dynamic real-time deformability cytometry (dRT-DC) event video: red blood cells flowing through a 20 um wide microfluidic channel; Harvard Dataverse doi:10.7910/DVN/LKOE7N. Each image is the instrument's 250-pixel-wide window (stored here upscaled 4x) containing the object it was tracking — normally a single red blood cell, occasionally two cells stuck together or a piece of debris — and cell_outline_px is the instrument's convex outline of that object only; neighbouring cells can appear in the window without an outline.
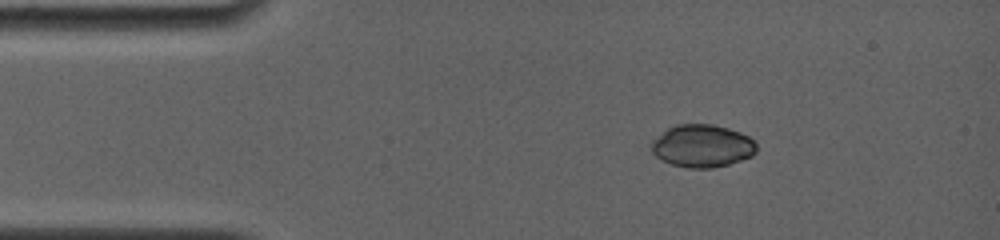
{"species": "common noctule bat (a hibernating species)", "species_latin": "Nyctalus noctula", "temperature_condition": "room temperature", "stored_images_in_passage": 22, "camera_frame_rate_fps": 4000, "um_per_image_px": 0.085, "animal": {"sex": "female", "body_mass_g": 19.0, "forearm_length_mm": 56.7}, "frame": {"image": 1, "passage_image": 1, "time_ms": 0.0, "image_size_px": [1000, 240], "cell_outline_px": [[756, 152], [752, 156], [728, 164], [712, 168], [688, 168], [672, 164], [656, 156], [652, 152], [652, 140], [668, 128], [676, 124], [712, 124], [728, 128], [740, 132], [748, 136], [756, 144]], "centroid_in_image_um": [59.69, 12.4], "position_along_channel_um": 25.3, "area_um2": 25.95}}
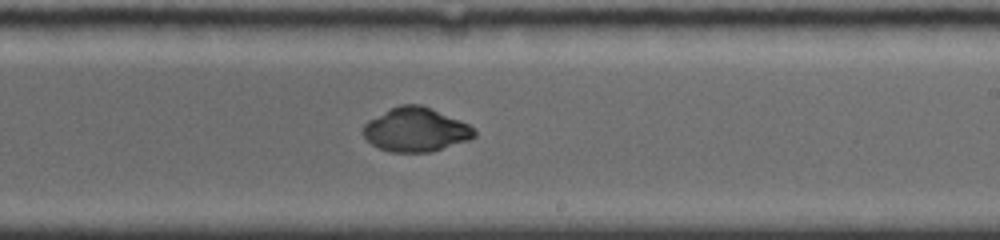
{"frame": {"image": 2, "passage_image": 12, "time_ms": 2.75, "image_size_px": [1000, 240], "cell_outline_px": [[476, 136], [468, 140], [432, 152], [392, 152], [380, 148], [372, 144], [360, 132], [364, 124], [368, 120], [400, 104], [420, 104], [432, 108], [460, 120], [468, 124], [476, 132]], "centroid_in_image_um": [35.33, 11.02], "position_along_channel_um": 253.7, "area_um2": 28.44}}
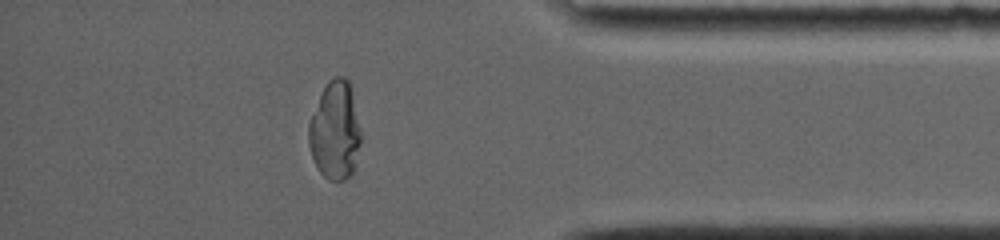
{"frame": {"image": 3, "passage_image": 22, "time_ms": 5.25, "image_size_px": [1000, 240], "cell_outline_px": [[360, 144], [356, 168], [344, 180], [328, 180], [320, 172], [312, 156], [308, 144], [308, 124], [320, 96], [328, 80], [336, 76], [344, 76], [348, 80], [360, 132]], "centroid_in_image_um": [28.47, 11.14], "position_along_channel_um": 406.7, "area_um2": 29.42}}